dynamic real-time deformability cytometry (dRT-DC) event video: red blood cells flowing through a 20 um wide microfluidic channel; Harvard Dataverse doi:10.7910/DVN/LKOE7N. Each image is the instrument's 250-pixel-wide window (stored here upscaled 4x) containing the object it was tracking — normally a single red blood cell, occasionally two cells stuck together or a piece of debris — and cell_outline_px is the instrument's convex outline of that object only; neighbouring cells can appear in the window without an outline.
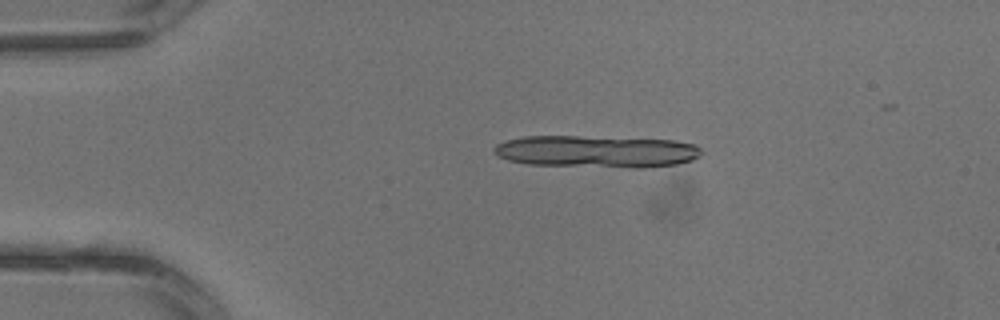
{"species": "common noctule bat (a hibernating species)", "species_latin": "Nyctalus noctula", "temperature_condition": "warm", "stored_images_in_passage": 2, "camera_frame_rate_fps": 3000, "um_per_image_px": 0.085, "animal": {"sex": "male", "body_mass_g": 13.3}, "frame": {"image": 1, "passage_image": 2, "time_ms": 0.333, "image_size_px": [1000, 320], "cell_outline_px": [[704, 152], [700, 156], [692, 160], [676, 164], [644, 168], [632, 168], [528, 164], [508, 160], [496, 156], [492, 152], [492, 148], [496, 144], [504, 140], [524, 136], [576, 136], [676, 140], [696, 144]], "centroid_in_image_um": [50.69, 12.87], "position_along_channel_um": 34.3, "area_um2": 39.3}}